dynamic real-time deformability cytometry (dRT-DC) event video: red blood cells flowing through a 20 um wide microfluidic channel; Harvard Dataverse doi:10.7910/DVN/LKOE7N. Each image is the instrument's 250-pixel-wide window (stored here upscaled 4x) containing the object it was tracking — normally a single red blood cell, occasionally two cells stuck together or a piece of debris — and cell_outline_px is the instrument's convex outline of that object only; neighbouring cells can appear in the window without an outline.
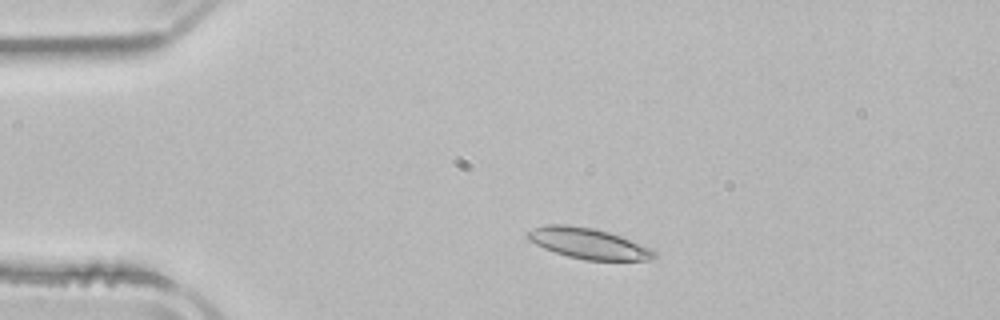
{"species": "common noctule bat (a hibernating species)", "species_latin": "Nyctalus noctula", "temperature_condition": "room temperature", "stored_images_in_passage": 47, "camera_frame_rate_fps": 3000, "um_per_image_px": 0.085, "animal": {"sex": "male", "body_mass_g": 21.5, "forearm_length_mm": 52.0}, "frame": {"image": 1, "passage_image": 6, "time_ms": 1.667, "image_size_px": [1000, 320], "cell_outline_px": [[656, 256], [652, 260], [584, 260], [568, 256], [544, 248], [528, 240], [524, 236], [524, 232], [532, 228], [548, 224], [564, 224], [592, 228], [608, 232], [620, 236], [648, 248], [656, 252]], "centroid_in_image_um": [49.93, 20.68], "position_along_channel_um": 35.1, "area_um2": 22.48}}
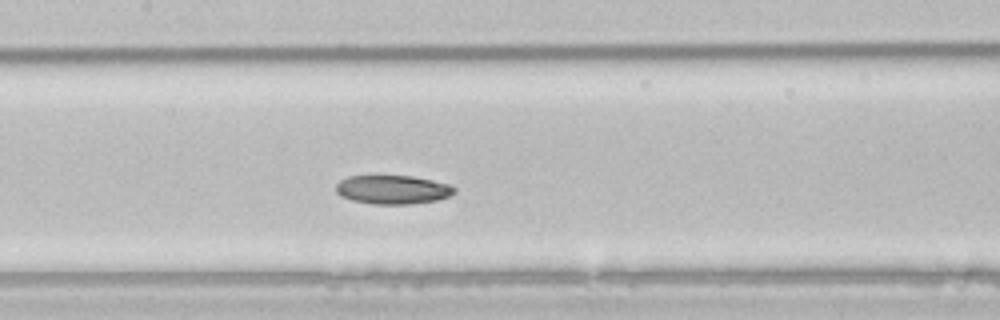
{"frame": {"image": 2, "passage_image": 20, "time_ms": 6.333, "image_size_px": [1000, 320], "cell_outline_px": [[456, 192], [448, 196], [436, 200], [412, 204], [372, 204], [352, 200], [340, 196], [336, 192], [336, 184], [340, 180], [348, 176], [412, 176], [452, 184], [456, 188]], "centroid_in_image_um": [33.39, 16.12], "position_along_channel_um": 174.0, "area_um2": 20.0}}
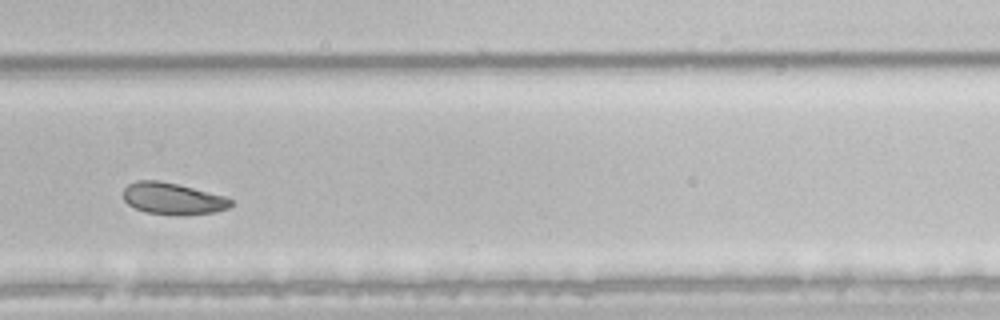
{"frame": {"image": 3, "passage_image": 31, "time_ms": 10.0, "image_size_px": [1000, 320], "cell_outline_px": [[232, 204], [228, 208], [216, 212], [184, 216], [144, 212], [128, 204], [124, 200], [124, 188], [128, 184], [136, 180], [156, 180], [176, 184], [224, 196], [232, 200]], "centroid_in_image_um": [14.68, 16.9], "position_along_channel_um": 315.1, "area_um2": 19.83}, "authors_computed_cell_mechanics": {"area_um2": 21.7906, "velocity_mm_per_s": 3.8626, "shape_relaxation_time_tau1_ms": 6.7241, "shape_relaxation_time_tau2_ms": 9.3366, "deformation_change_tau1": 0.1322, "deformation_change_tau2": 0.1196}}